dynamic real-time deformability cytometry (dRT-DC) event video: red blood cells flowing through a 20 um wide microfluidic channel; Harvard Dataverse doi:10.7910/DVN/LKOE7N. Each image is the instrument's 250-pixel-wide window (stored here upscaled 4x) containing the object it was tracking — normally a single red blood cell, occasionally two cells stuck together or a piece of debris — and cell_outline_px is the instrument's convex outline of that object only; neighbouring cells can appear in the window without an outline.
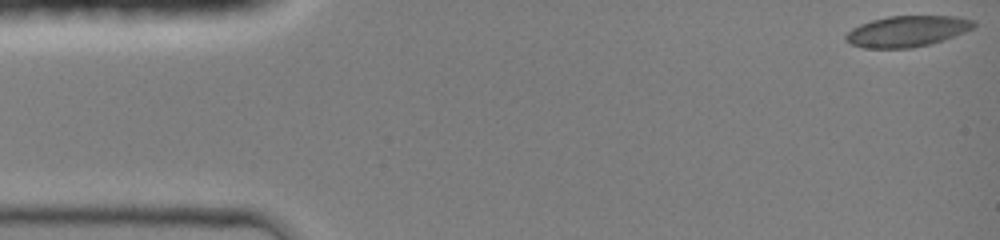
{"species": "common noctule bat (a hibernating species)", "species_latin": "Nyctalus noctula", "temperature_condition": "room temperature", "stored_images_in_passage": 42, "camera_frame_rate_fps": 3000, "um_per_image_px": 0.085, "animal": {"sex": "female", "body_mass_g": 19.0, "forearm_length_mm": 51.5}, "frame": {"image": 1, "passage_image": 1, "time_ms": 0.0, "image_size_px": [1000, 240], "cell_outline_px": [[976, 24], [972, 28], [964, 32], [928, 44], [912, 48], [864, 48], [852, 44], [844, 40], [844, 36], [852, 28], [860, 24], [872, 20], [888, 16], [960, 16], [976, 20]], "centroid_in_image_um": [77.09, 2.64], "position_along_channel_um": 7.9, "area_um2": 23.0}}
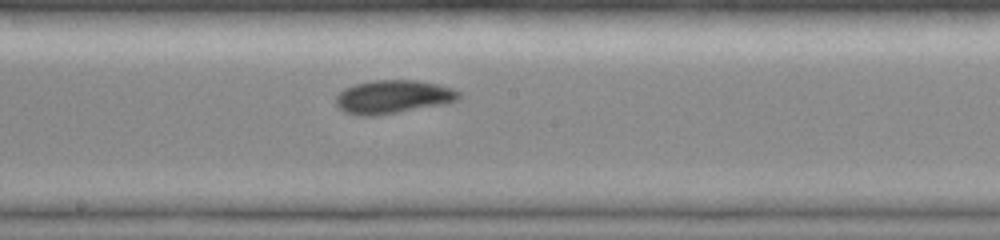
{"frame": {"image": 2, "passage_image": 24, "time_ms": 7.667, "image_size_px": [1000, 240], "cell_outline_px": [[460, 96], [456, 100], [448, 104], [376, 116], [356, 116], [344, 112], [336, 104], [336, 96], [344, 88], [356, 84], [372, 80], [416, 80], [440, 84], [452, 88], [460, 92]], "centroid_in_image_um": [33.42, 8.24], "position_along_channel_um": 214.8, "area_um2": 24.28}}
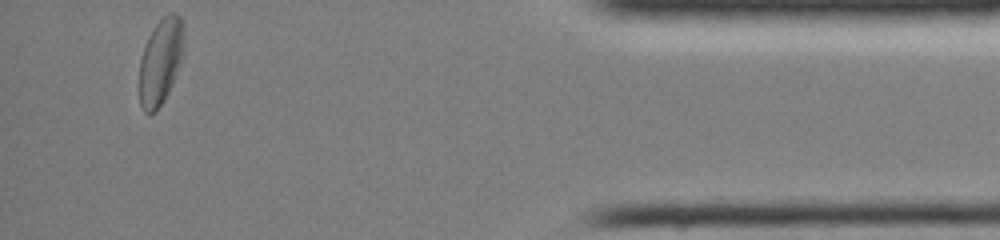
{"frame": {"image": 3, "passage_image": 42, "time_ms": 13.667, "image_size_px": [1000, 240], "cell_outline_px": [[184, 56], [172, 84], [164, 100], [156, 112], [148, 116], [144, 112], [140, 104], [140, 60], [144, 44], [148, 36], [156, 24], [164, 16], [172, 12], [176, 12], [184, 20]], "centroid_in_image_um": [13.68, 5.21], "position_along_channel_um": 421.5, "area_um2": 22.89}, "authors_computed_cell_mechanics": {"area_um2": 23.2067, "velocity_mm_per_s": 4.2312, "shape_relaxation_time_tau1_ms": 5.1632, "shape_relaxation_time_tau2_ms": 3.7557, "deformation_change_tau1": 0.1233, "deformation_change_tau2": 0.0748}}